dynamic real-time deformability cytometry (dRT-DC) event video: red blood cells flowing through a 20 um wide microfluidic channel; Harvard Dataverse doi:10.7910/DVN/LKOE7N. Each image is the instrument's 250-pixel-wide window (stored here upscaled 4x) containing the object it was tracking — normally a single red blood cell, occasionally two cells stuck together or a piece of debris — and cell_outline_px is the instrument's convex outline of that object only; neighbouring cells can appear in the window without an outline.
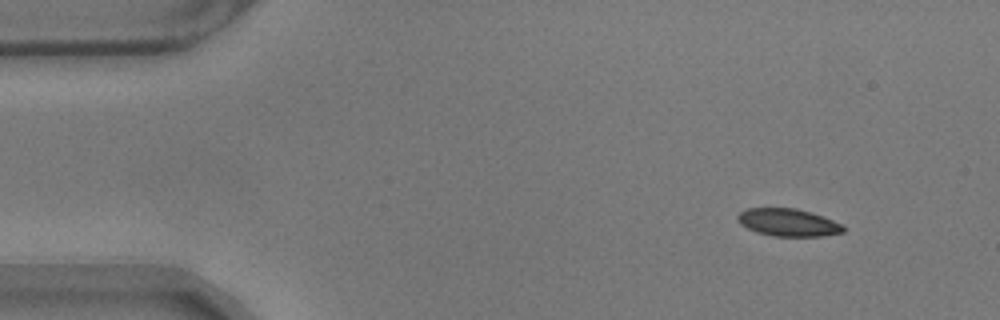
{"species": "common noctule bat (a hibernating species)", "species_latin": "Nyctalus noctula", "temperature_condition": "warm", "stored_images_in_passage": 52, "camera_frame_rate_fps": 3000, "um_per_image_px": 0.085, "animal": {"sex": "male", "body_mass_g": 17.9}, "frame": {"image": 1, "passage_image": 1, "time_ms": 0.0, "image_size_px": [1000, 320], "cell_outline_px": [[844, 232], [820, 236], [772, 236], [756, 232], [740, 224], [736, 220], [736, 216], [740, 212], [748, 208], [796, 208], [812, 212], [832, 220], [840, 224], [844, 228]], "centroid_in_image_um": [66.94, 18.9], "position_along_channel_um": 18.1, "area_um2": 16.94}}
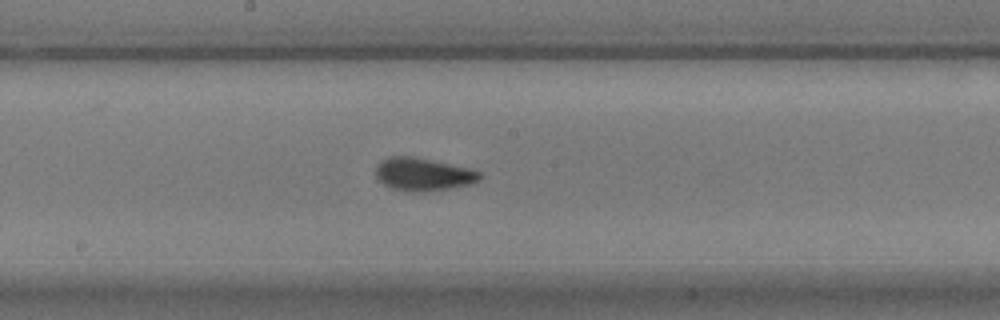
{"frame": {"image": 2, "passage_image": 25, "time_ms": 8.0, "image_size_px": [1000, 320], "cell_outline_px": [[480, 176], [476, 180], [468, 184], [448, 188], [416, 192], [396, 188], [384, 184], [376, 176], [376, 164], [388, 156], [416, 156], [468, 168], [480, 172]], "centroid_in_image_um": [35.91, 14.78], "position_along_channel_um": 212.3, "area_um2": 19.42}}
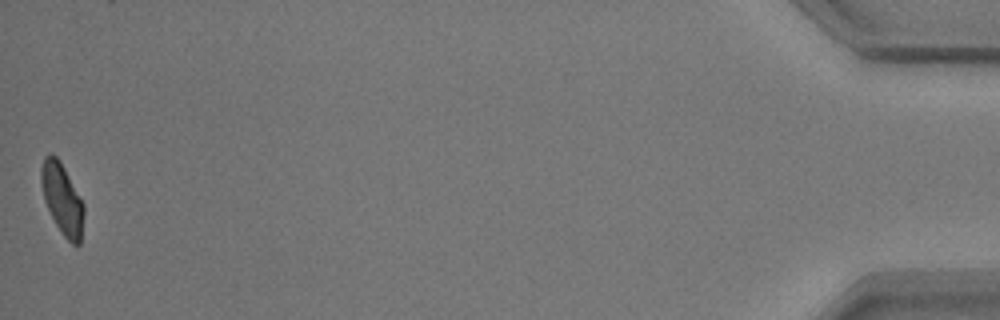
{"frame": {"image": 3, "passage_image": 52, "time_ms": 17.0, "image_size_px": [1000, 320], "cell_outline_px": [[84, 216], [80, 244], [72, 244], [64, 236], [56, 224], [44, 200], [40, 180], [40, 168], [44, 156], [48, 152], [52, 152], [60, 160], [84, 204]], "centroid_in_image_um": [5.27, 16.85], "position_along_channel_um": 429.9, "area_um2": 17.69}, "authors_computed_cell_mechanics": {"area_um2": 18.1781, "velocity_mm_per_s": 3.514, "shape_relaxation_time_tau1_ms": 2.8319, "shape_relaxation_time_tau2_ms": 1.0177, "deformation_change_tau1": 0.1334, "deformation_change_tau2": 0.0576}}